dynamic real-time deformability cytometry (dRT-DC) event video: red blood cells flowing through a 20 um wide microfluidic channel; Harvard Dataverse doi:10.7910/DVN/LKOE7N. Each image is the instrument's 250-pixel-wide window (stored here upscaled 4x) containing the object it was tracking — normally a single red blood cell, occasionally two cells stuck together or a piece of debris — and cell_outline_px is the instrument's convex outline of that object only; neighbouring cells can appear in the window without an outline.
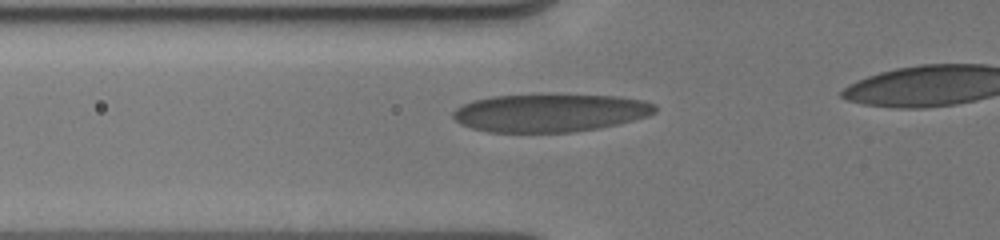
{"species": "human", "species_latin": "Homo sapiens", "temperature_condition": "cold", "stored_images_in_passage": 32, "camera_frame_rate_fps": 3000, "um_per_image_px": 0.085, "donor": {"sex": "male"}, "frame": {"image": 1, "passage_image": 18, "time_ms": 4.667, "image_size_px": [1000, 240], "cell_outline_px": [[656, 112], [648, 116], [620, 124], [600, 128], [572, 132], [488, 132], [472, 128], [460, 124], [452, 116], [452, 112], [456, 108], [472, 100], [492, 96], [616, 96], [644, 100], [656, 104]], "centroid_in_image_um": [46.77, 9.61], "position_along_channel_um": 79.0, "area_um2": 44.33}}
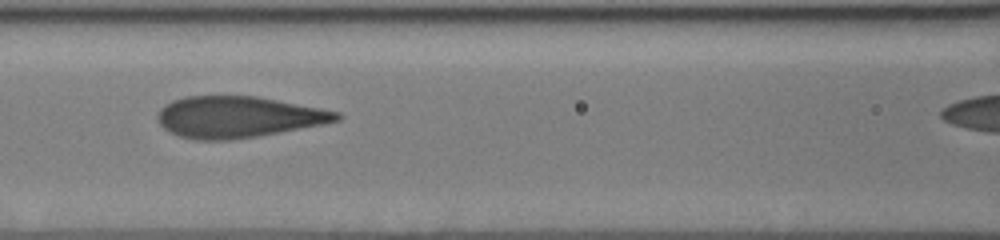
{"frame": {"image": 2, "passage_image": 25, "time_ms": 6.333, "image_size_px": [1000, 240], "cell_outline_px": [[344, 116], [340, 120], [324, 124], [256, 136], [232, 140], [196, 140], [180, 136], [168, 132], [160, 124], [156, 116], [160, 108], [164, 104], [172, 100], [184, 96], [256, 96], [320, 108], [340, 112]], "centroid_in_image_um": [20.21, 9.94], "position_along_channel_um": 146.4, "area_um2": 43.18}}
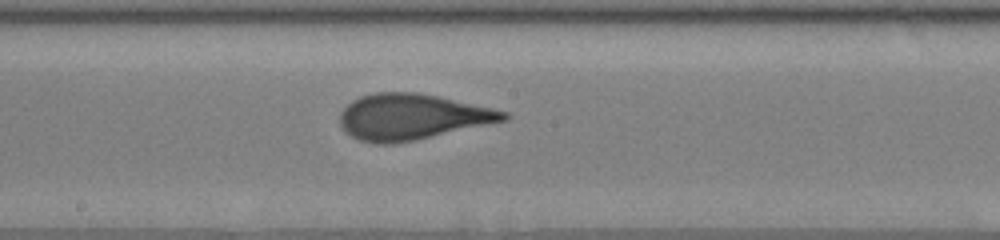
{"frame": {"image": 3, "passage_image": 30, "time_ms": 8.0, "image_size_px": [1000, 240], "cell_outline_px": [[512, 116], [508, 120], [416, 140], [392, 144], [376, 144], [360, 140], [344, 132], [340, 124], [340, 112], [352, 100], [360, 96], [376, 92], [416, 92], [440, 96], [492, 108], [508, 112]], "centroid_in_image_um": [35.02, 9.93], "position_along_channel_um": 213.2, "area_um2": 43.99}}